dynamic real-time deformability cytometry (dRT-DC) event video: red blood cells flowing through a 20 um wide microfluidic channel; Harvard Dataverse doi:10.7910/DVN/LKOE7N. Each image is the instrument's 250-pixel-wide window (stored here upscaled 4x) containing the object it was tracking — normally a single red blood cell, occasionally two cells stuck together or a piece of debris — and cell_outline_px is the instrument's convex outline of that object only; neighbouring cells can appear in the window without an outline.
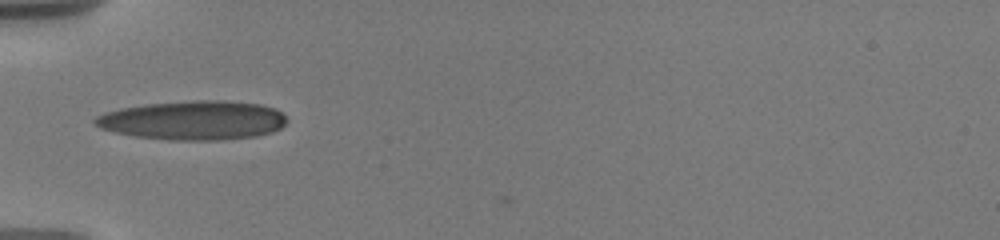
{"species": "human", "species_latin": "Homo sapiens", "temperature_condition": "warm", "stored_images_in_passage": 23, "camera_frame_rate_fps": 3000, "um_per_image_px": 0.085, "donor": {"sex": "male"}, "frame": {"image": 1, "passage_image": 1, "time_ms": 0.0, "image_size_px": [1000, 240], "cell_outline_px": [[288, 120], [280, 128], [272, 132], [256, 136], [220, 140], [168, 140], [136, 136], [116, 132], [100, 128], [92, 124], [92, 120], [96, 116], [104, 112], [120, 108], [144, 104], [192, 100], [224, 100], [260, 104], [276, 108]], "centroid_in_image_um": [16.4, 10.22], "position_along_channel_um": 68.6, "area_um2": 43.99}}
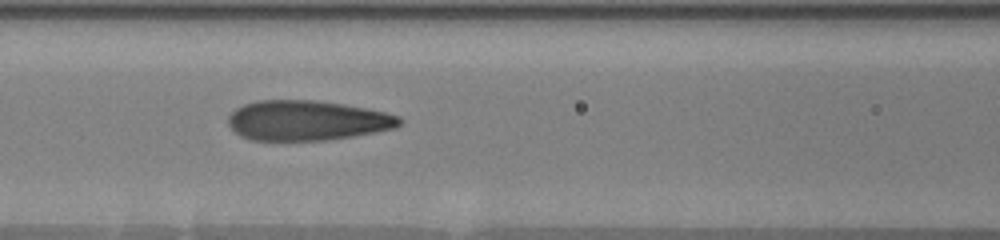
{"frame": {"image": 2, "passage_image": 14, "time_ms": 2.0, "image_size_px": [1000, 240], "cell_outline_px": [[404, 120], [396, 128], [352, 136], [324, 140], [252, 140], [240, 136], [228, 124], [228, 116], [236, 108], [244, 104], [260, 100], [312, 100], [344, 104], [384, 112], [400, 116]], "centroid_in_image_um": [26.1, 10.24], "position_along_channel_um": 140.5, "area_um2": 39.77}}
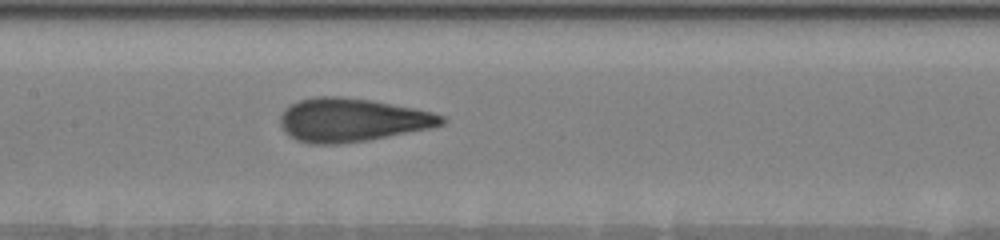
{"frame": {"image": 3, "passage_image": 20, "time_ms": 3.0, "image_size_px": [1000, 240], "cell_outline_px": [[448, 120], [444, 124], [432, 128], [368, 140], [332, 144], [312, 144], [296, 140], [284, 132], [280, 124], [280, 116], [284, 108], [300, 100], [316, 96], [340, 96], [372, 100], [432, 112], [444, 116]], "centroid_in_image_um": [29.91, 10.2], "position_along_channel_um": 177.5, "area_um2": 40.92}}